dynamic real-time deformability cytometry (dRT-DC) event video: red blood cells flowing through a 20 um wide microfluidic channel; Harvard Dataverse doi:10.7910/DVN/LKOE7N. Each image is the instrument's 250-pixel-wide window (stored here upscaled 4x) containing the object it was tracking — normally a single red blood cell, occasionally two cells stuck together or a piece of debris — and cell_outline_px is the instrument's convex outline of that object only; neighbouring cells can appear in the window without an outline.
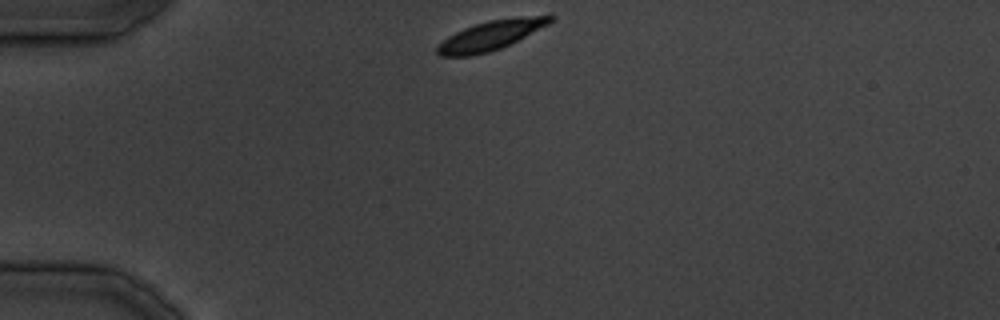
{"species": "common noctule bat (a hibernating species)", "species_latin": "Nyctalus noctula", "temperature_condition": "cold", "stored_images_in_passage": 18, "camera_frame_rate_fps": 3000, "um_per_image_px": 0.085, "animal": {"sex": "male", "body_mass_g": 19.5, "forearm_length_mm": 54.6}, "frame": {"image": 1, "passage_image": 1, "time_ms": 0.0, "image_size_px": [1000, 320], "cell_outline_px": [[556, 20], [500, 48], [488, 52], [472, 56], [440, 56], [436, 52], [436, 48], [448, 36], [464, 28], [488, 20], [520, 16], [556, 16]], "centroid_in_image_um": [41.7, 3.0], "position_along_channel_um": 43.3, "area_um2": 19.02}}
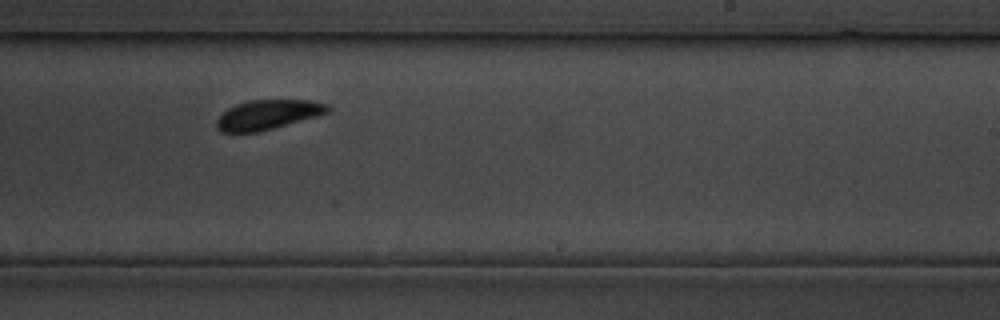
{"frame": {"image": 2, "passage_image": 16, "time_ms": 17.667, "image_size_px": [1000, 320], "cell_outline_px": [[332, 108], [328, 112], [320, 116], [260, 132], [220, 132], [216, 128], [216, 120], [228, 108], [236, 104], [252, 100], [312, 100], [328, 104]], "centroid_in_image_um": [22.81, 9.75], "position_along_channel_um": 266.2, "area_um2": 19.42}}